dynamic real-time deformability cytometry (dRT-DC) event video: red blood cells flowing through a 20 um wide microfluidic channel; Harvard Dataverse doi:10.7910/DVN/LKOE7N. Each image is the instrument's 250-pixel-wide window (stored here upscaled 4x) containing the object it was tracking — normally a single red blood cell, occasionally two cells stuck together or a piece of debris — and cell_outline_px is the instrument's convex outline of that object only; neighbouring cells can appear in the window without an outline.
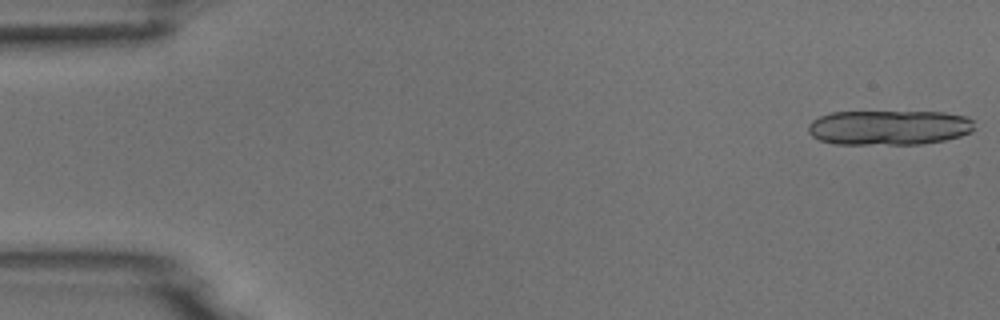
{"species": "common noctule bat (a hibernating species)", "species_latin": "Nyctalus noctula", "temperature_condition": "room temperature", "stored_images_in_passage": 16, "camera_frame_rate_fps": 3000, "um_per_image_px": 0.085, "animal": {"sex": "male", "body_mass_g": 18.8}, "frame": {"image": 1, "passage_image": 1, "time_ms": 0.0, "image_size_px": [1000, 320], "cell_outline_px": [[976, 128], [972, 132], [960, 136], [944, 140], [920, 144], [836, 144], [820, 140], [812, 136], [808, 132], [808, 124], [812, 120], [820, 116], [832, 112], [944, 112], [968, 116], [972, 120]], "centroid_in_image_um": [75.59, 10.84], "position_along_channel_um": 9.4, "area_um2": 33.99}}